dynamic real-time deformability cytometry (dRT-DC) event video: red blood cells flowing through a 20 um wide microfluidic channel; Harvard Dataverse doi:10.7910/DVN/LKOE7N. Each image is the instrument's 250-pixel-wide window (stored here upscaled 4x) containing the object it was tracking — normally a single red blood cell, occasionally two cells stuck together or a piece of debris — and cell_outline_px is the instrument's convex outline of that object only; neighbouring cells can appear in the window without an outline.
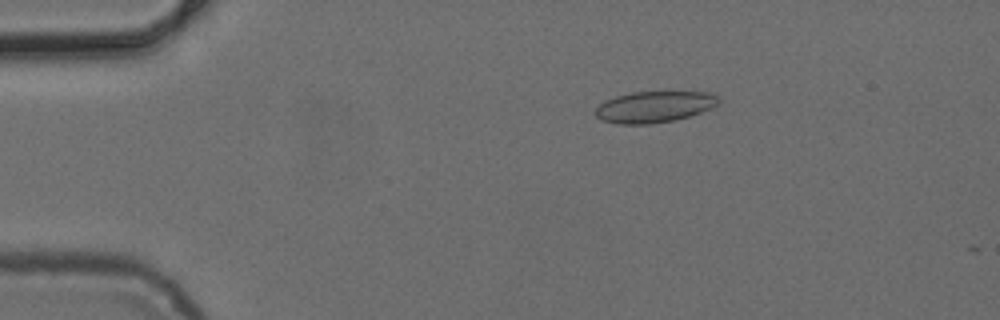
{"species": "common noctule bat (a hibernating species)", "species_latin": "Nyctalus noctula", "temperature_condition": "cold", "stored_images_in_passage": 5, "camera_frame_rate_fps": 3000, "um_per_image_px": 0.085, "animal": {"sex": "female", "body_mass_g": 24.6, "forearm_length_mm": 56.2}, "frame": {"image": 1, "passage_image": 2, "time_ms": 1.333, "image_size_px": [1000, 320], "cell_outline_px": [[720, 100], [712, 108], [676, 120], [648, 124], [616, 124], [600, 120], [592, 112], [604, 100], [616, 96], [632, 92], [708, 92], [716, 96]], "centroid_in_image_um": [55.55, 9.09], "position_along_channel_um": 29.5, "area_um2": 22.48}}
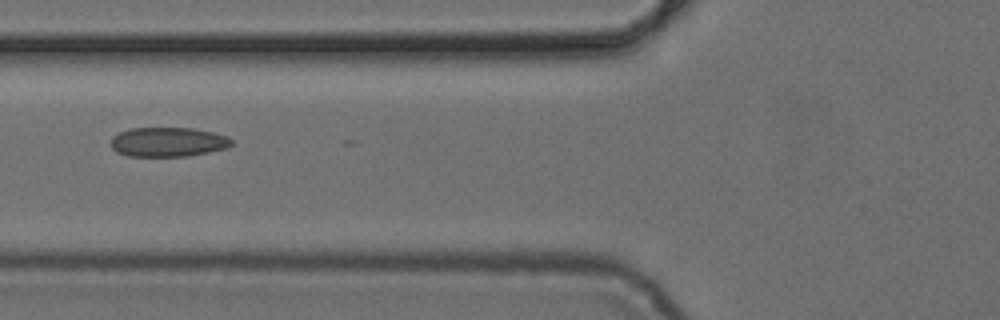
{"frame": {"image": 2, "passage_image": 5, "time_ms": 5.0, "image_size_px": [1000, 320], "cell_outline_px": [[232, 144], [228, 148], [188, 156], [128, 156], [116, 152], [112, 148], [112, 136], [128, 128], [192, 128], [212, 132], [228, 136], [232, 140]], "centroid_in_image_um": [14.28, 12.07], "position_along_channel_um": 111.5, "area_um2": 20.75}}